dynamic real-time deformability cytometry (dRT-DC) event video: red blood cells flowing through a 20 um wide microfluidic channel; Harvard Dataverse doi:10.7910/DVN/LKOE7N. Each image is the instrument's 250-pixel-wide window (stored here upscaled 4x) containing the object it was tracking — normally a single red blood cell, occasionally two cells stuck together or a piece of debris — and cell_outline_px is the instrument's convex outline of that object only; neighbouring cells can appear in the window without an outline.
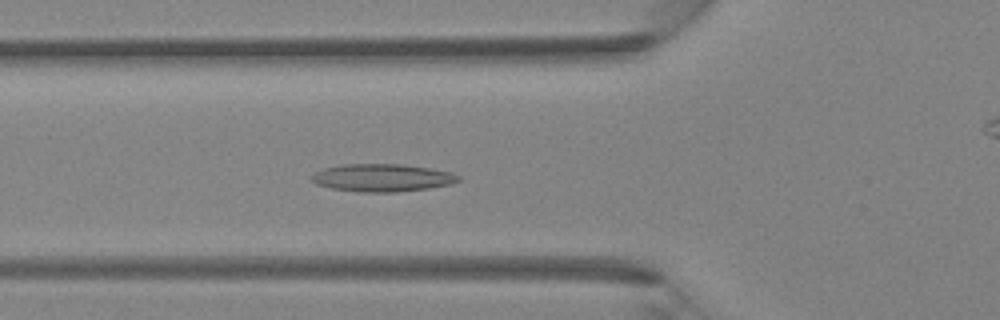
{"species": "Egyptian fruit bat (a non-hibernating species)", "species_latin": "Rousettus aegyptiacus", "temperature_condition": "room temperature", "stored_images_in_passage": 37, "camera_frame_rate_fps": 3000, "um_per_image_px": 0.085, "animal": {"sex": "female"}, "frame": {"image": 1, "passage_image": 8, "time_ms": 2.333, "image_size_px": [1000, 320], "cell_outline_px": [[460, 180], [452, 184], [428, 188], [396, 192], [360, 192], [332, 188], [316, 184], [312, 180], [312, 176], [316, 172], [324, 168], [340, 164], [400, 164], [428, 168], [448, 172], [460, 176]], "centroid_in_image_um": [32.48, 15.11], "position_along_channel_um": 93.3, "area_um2": 23.47}}
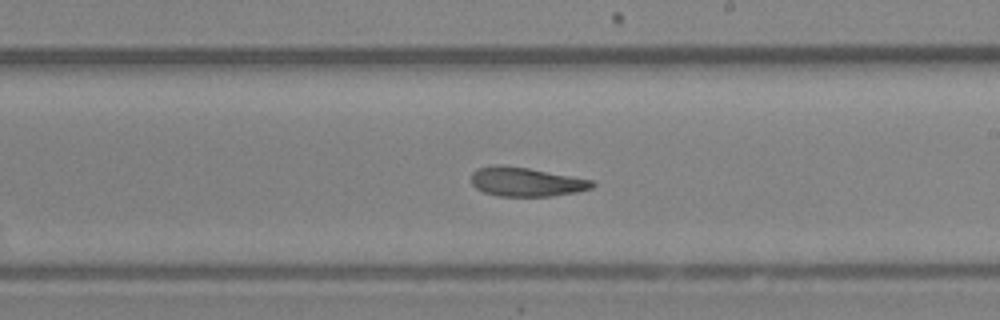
{"frame": {"image": 2, "passage_image": 18, "time_ms": 5.667, "image_size_px": [1000, 320], "cell_outline_px": [[596, 184], [592, 188], [576, 192], [552, 196], [496, 196], [484, 192], [476, 188], [472, 184], [472, 172], [476, 168], [496, 164], [500, 164], [528, 168], [592, 180]], "centroid_in_image_um": [44.69, 15.45], "position_along_channel_um": 244.3, "area_um2": 20.52}}
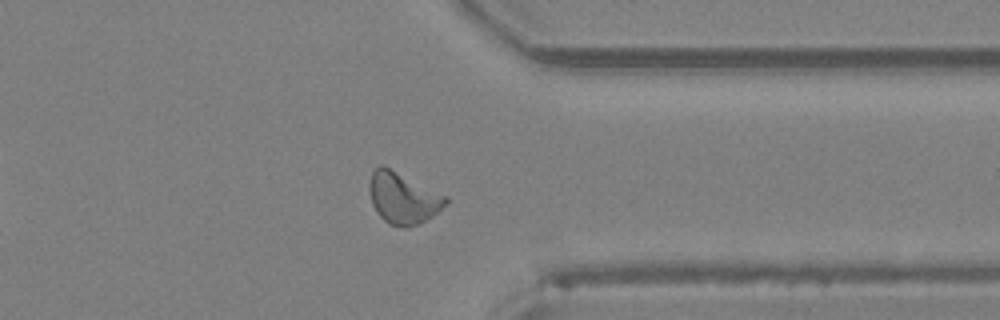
{"frame": {"image": 3, "passage_image": 27, "time_ms": 8.667, "image_size_px": [1000, 320], "cell_outline_px": [[448, 204], [432, 216], [420, 224], [408, 228], [400, 228], [388, 224], [376, 212], [372, 204], [368, 188], [368, 184], [372, 172], [380, 164], [384, 164], [448, 196]], "centroid_in_image_um": [34.26, 16.83], "position_along_channel_um": 377.1, "area_um2": 23.47}}